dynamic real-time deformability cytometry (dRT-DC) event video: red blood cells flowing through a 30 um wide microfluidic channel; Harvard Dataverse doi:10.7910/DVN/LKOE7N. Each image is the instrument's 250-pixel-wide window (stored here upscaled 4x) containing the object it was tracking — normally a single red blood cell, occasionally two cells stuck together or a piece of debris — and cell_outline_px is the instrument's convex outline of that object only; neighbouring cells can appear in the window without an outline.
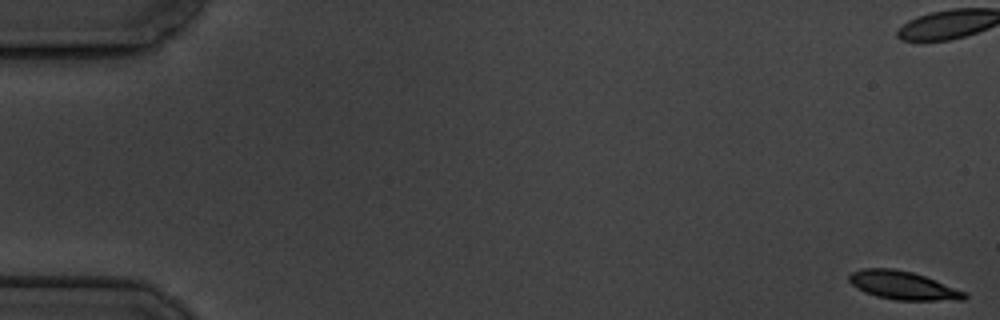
{"species": "common noctule bat (a hibernating species)", "species_latin": "Nyctalus noctula", "temperature_condition": "cold", "stored_images_in_passage": 7, "camera_frame_rate_fps": 3000, "um_per_image_px": 0.085, "animal": {"sex": "male", "body_mass_g": 19.5, "forearm_length_mm": 54.6}, "frame": {"image": 1, "passage_image": 1, "time_ms": 0.0, "image_size_px": [1000, 320], "cell_outline_px": [[968, 296], [964, 300], [896, 300], [876, 296], [864, 292], [856, 288], [848, 280], [848, 276], [852, 272], [864, 268], [892, 268], [912, 272], [936, 280], [968, 292]], "centroid_in_image_um": [76.77, 24.26], "position_along_channel_um": 8.2, "area_um2": 19.19}}
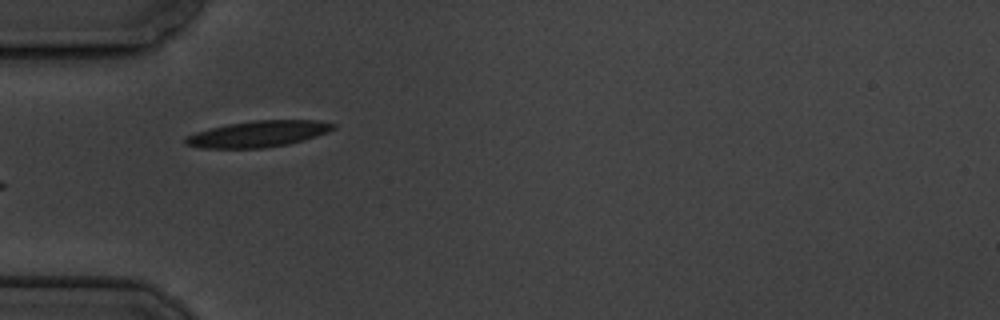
{"frame": {"image": 2, "passage_image": 6, "time_ms": 6.667, "image_size_px": [1000, 320], "cell_outline_px": [[336, 128], [328, 132], [304, 140], [288, 144], [264, 148], [200, 148], [184, 144], [184, 136], [196, 132], [228, 124], [256, 120], [316, 120], [336, 124]], "centroid_in_image_um": [21.94, 11.39], "position_along_channel_um": 63.1, "area_um2": 22.6}}